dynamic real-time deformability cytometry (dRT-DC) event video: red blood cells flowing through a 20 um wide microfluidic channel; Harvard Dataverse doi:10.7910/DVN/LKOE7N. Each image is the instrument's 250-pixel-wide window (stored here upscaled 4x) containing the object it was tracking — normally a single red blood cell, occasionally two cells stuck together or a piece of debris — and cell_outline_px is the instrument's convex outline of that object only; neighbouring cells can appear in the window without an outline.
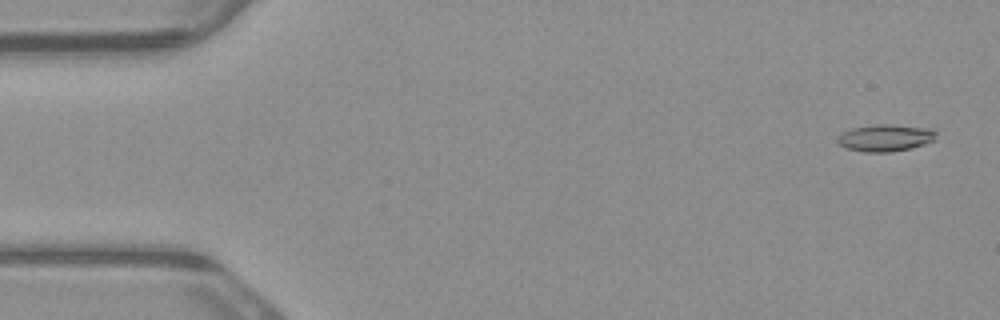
{"species": "common noctule bat (a hibernating species)", "species_latin": "Nyctalus noctula", "temperature_condition": "warm", "stored_images_in_passage": 4, "camera_frame_rate_fps": 3000, "um_per_image_px": 0.085, "animal": {"sex": "male", "body_mass_g": 23.1, "forearm_length_mm": 52.7}, "frame": {"image": 1, "passage_image": 1, "time_ms": 0.0, "image_size_px": [1000, 320], "cell_outline_px": [[936, 140], [912, 148], [888, 152], [864, 152], [848, 148], [840, 144], [836, 140], [840, 132], [852, 128], [876, 124], [892, 124], [932, 128], [936, 132]], "centroid_in_image_um": [75.28, 11.7], "position_along_channel_um": 9.7, "area_um2": 15.66}}
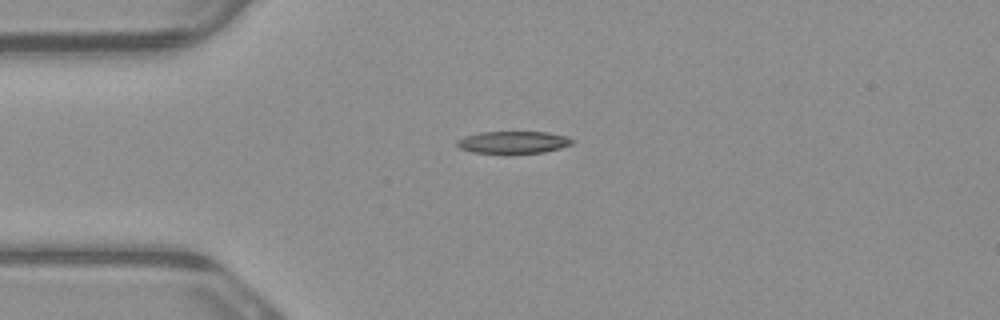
{"frame": {"image": 2, "passage_image": 4, "time_ms": 1.0, "image_size_px": [1000, 320], "cell_outline_px": [[576, 140], [572, 144], [560, 148], [544, 152], [508, 156], [472, 152], [460, 148], [456, 144], [456, 140], [464, 136], [480, 132], [548, 132], [568, 136]], "centroid_in_image_um": [43.63, 12.13], "position_along_channel_um": 41.4, "area_um2": 15.78}}